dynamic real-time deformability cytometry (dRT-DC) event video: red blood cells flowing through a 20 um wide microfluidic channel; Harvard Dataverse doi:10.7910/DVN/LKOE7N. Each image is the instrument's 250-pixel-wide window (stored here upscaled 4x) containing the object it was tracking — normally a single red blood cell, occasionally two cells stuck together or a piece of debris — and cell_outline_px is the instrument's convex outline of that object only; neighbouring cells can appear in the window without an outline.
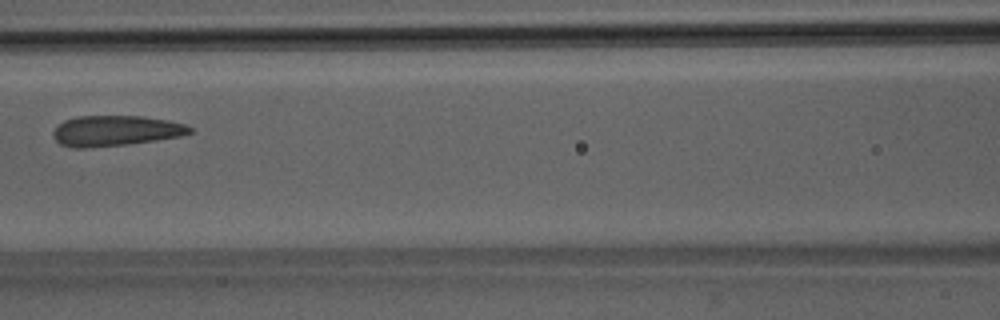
{"species": "Egyptian fruit bat (a non-hibernating species)", "species_latin": "Rousettus aegyptiacus", "temperature_condition": "room temperature", "stored_images_in_passage": 4, "camera_frame_rate_fps": 3000, "um_per_image_px": 0.085, "animal": {"sex": "male"}, "frame": {"image": 1, "passage_image": 4, "time_ms": 3.333, "image_size_px": [1000, 320], "cell_outline_px": [[192, 132], [180, 136], [156, 140], [128, 144], [84, 148], [72, 148], [60, 144], [52, 136], [52, 132], [64, 120], [76, 116], [140, 116], [168, 120], [184, 124], [192, 128]], "centroid_in_image_um": [9.79, 11.11], "position_along_channel_um": 156.8, "area_um2": 24.22}}